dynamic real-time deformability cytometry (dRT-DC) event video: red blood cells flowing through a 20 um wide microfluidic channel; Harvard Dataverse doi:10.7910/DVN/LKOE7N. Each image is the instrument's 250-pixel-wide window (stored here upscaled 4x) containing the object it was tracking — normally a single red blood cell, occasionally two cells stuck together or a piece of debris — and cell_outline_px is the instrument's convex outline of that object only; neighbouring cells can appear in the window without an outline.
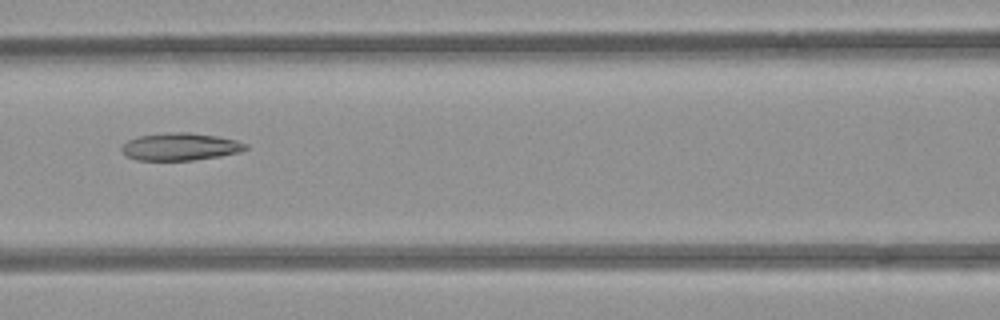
{"species": "common noctule bat (a hibernating species)", "species_latin": "Nyctalus noctula", "temperature_condition": "room temperature", "stored_images_in_passage": 3, "camera_frame_rate_fps": 3000, "um_per_image_px": 0.085, "animal": {"sex": "female", "body_mass_g": 21.9}, "frame": {"image": 1, "passage_image": 3, "time_ms": 2.333, "image_size_px": [1000, 320], "cell_outline_px": [[248, 148], [240, 152], [220, 156], [192, 160], [136, 160], [124, 156], [120, 148], [128, 140], [140, 136], [172, 132], [188, 132], [220, 136], [236, 140], [248, 144]], "centroid_in_image_um": [15.33, 12.47], "position_along_channel_um": 151.3, "area_um2": 19.94}}